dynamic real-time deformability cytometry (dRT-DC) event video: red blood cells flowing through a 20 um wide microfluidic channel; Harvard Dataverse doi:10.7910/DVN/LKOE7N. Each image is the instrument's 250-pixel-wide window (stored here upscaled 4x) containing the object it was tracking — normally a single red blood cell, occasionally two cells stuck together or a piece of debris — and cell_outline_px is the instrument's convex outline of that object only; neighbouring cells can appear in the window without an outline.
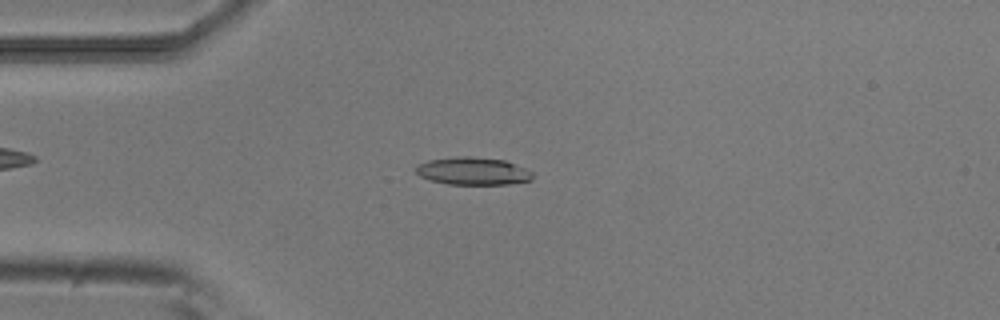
{"species": "common noctule bat (a hibernating species)", "species_latin": "Nyctalus noctula", "temperature_condition": "room temperature", "stored_images_in_passage": 51, "camera_frame_rate_fps": 3000, "um_per_image_px": 0.085, "animal": {"sex": "male", "body_mass_g": 20.5, "forearm_length_mm": 52.5}, "frame": {"image": 1, "passage_image": 12, "time_ms": 3.667, "image_size_px": [1000, 320], "cell_outline_px": [[532, 180], [508, 184], [448, 184], [432, 180], [420, 176], [412, 168], [416, 164], [428, 160], [456, 156], [468, 156], [504, 160], [524, 168], [532, 172]], "centroid_in_image_um": [40.14, 14.53], "position_along_channel_um": 44.9, "area_um2": 18.79}}
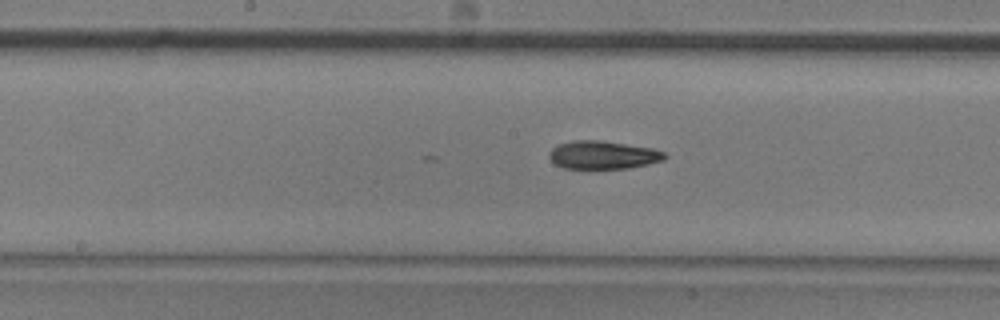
{"frame": {"image": 2, "passage_image": 25, "time_ms": 8.0, "image_size_px": [1000, 320], "cell_outline_px": [[668, 156], [664, 160], [648, 164], [628, 168], [564, 168], [556, 164], [548, 156], [548, 152], [552, 148], [560, 144], [572, 140], [600, 140], [652, 148], [664, 152]], "centroid_in_image_um": [51.26, 13.16], "position_along_channel_um": 196.9, "area_um2": 18.84}}
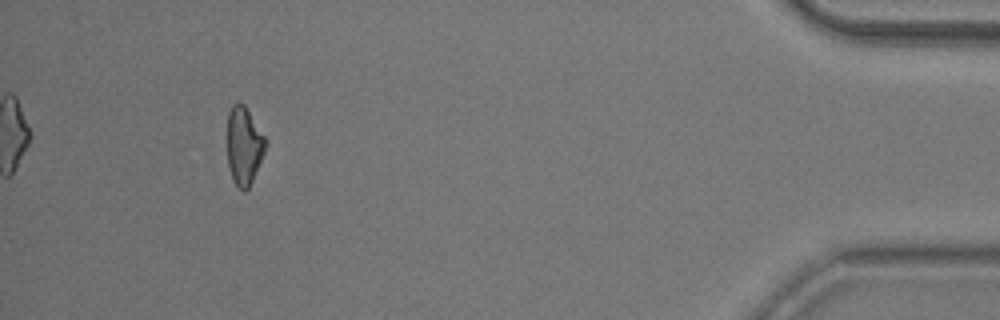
{"frame": {"image": 3, "passage_image": 47, "time_ms": 15.333, "image_size_px": [1000, 320], "cell_outline_px": [[268, 144], [252, 180], [248, 188], [244, 192], [232, 180], [228, 164], [228, 112], [232, 104], [244, 104], [264, 136]], "centroid_in_image_um": [20.74, 12.39], "position_along_channel_um": 414.5, "area_um2": 17.11}, "authors_computed_cell_mechanics": {"area_um2": 18.7272, "velocity_mm_per_s": 3.8743, "shape_relaxation_time_tau1_ms": 8.029, "shape_relaxation_time_tau2_ms": 2.4689, "deformation_change_tau1": 0.174, "deformation_change_tau2": 0.1065}}